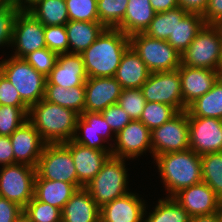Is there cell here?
<instances>
[{
    "mask_svg": "<svg viewBox=\"0 0 222 222\" xmlns=\"http://www.w3.org/2000/svg\"><path fill=\"white\" fill-rule=\"evenodd\" d=\"M190 222H222L219 212L212 215L192 216Z\"/></svg>",
    "mask_w": 222,
    "mask_h": 222,
    "instance_id": "816d5d0a",
    "label": "cell"
},
{
    "mask_svg": "<svg viewBox=\"0 0 222 222\" xmlns=\"http://www.w3.org/2000/svg\"><path fill=\"white\" fill-rule=\"evenodd\" d=\"M209 0H178L179 5L187 12L203 14Z\"/></svg>",
    "mask_w": 222,
    "mask_h": 222,
    "instance_id": "681fc988",
    "label": "cell"
},
{
    "mask_svg": "<svg viewBox=\"0 0 222 222\" xmlns=\"http://www.w3.org/2000/svg\"><path fill=\"white\" fill-rule=\"evenodd\" d=\"M58 54L47 47L29 53L23 59L37 72L47 77L54 68Z\"/></svg>",
    "mask_w": 222,
    "mask_h": 222,
    "instance_id": "b9f144b4",
    "label": "cell"
},
{
    "mask_svg": "<svg viewBox=\"0 0 222 222\" xmlns=\"http://www.w3.org/2000/svg\"><path fill=\"white\" fill-rule=\"evenodd\" d=\"M101 114L114 135L120 132L132 121L129 115L117 103L108 106L101 112Z\"/></svg>",
    "mask_w": 222,
    "mask_h": 222,
    "instance_id": "ee69618b",
    "label": "cell"
},
{
    "mask_svg": "<svg viewBox=\"0 0 222 222\" xmlns=\"http://www.w3.org/2000/svg\"><path fill=\"white\" fill-rule=\"evenodd\" d=\"M29 108L0 105V136H11L28 120Z\"/></svg>",
    "mask_w": 222,
    "mask_h": 222,
    "instance_id": "8d00e7d4",
    "label": "cell"
},
{
    "mask_svg": "<svg viewBox=\"0 0 222 222\" xmlns=\"http://www.w3.org/2000/svg\"><path fill=\"white\" fill-rule=\"evenodd\" d=\"M130 45L138 53L151 73L173 71L181 65V55L167 42L144 33L129 37Z\"/></svg>",
    "mask_w": 222,
    "mask_h": 222,
    "instance_id": "8992f818",
    "label": "cell"
},
{
    "mask_svg": "<svg viewBox=\"0 0 222 222\" xmlns=\"http://www.w3.org/2000/svg\"><path fill=\"white\" fill-rule=\"evenodd\" d=\"M71 152L78 177V189L88 184L101 170L102 165L112 155L111 151H102L86 147L73 140L63 143Z\"/></svg>",
    "mask_w": 222,
    "mask_h": 222,
    "instance_id": "e0dca14e",
    "label": "cell"
},
{
    "mask_svg": "<svg viewBox=\"0 0 222 222\" xmlns=\"http://www.w3.org/2000/svg\"><path fill=\"white\" fill-rule=\"evenodd\" d=\"M27 11L44 26L65 25L69 21L65 0H38Z\"/></svg>",
    "mask_w": 222,
    "mask_h": 222,
    "instance_id": "4dcf8cb0",
    "label": "cell"
},
{
    "mask_svg": "<svg viewBox=\"0 0 222 222\" xmlns=\"http://www.w3.org/2000/svg\"><path fill=\"white\" fill-rule=\"evenodd\" d=\"M176 27V8L156 13L144 34L151 38L168 40Z\"/></svg>",
    "mask_w": 222,
    "mask_h": 222,
    "instance_id": "d590c367",
    "label": "cell"
},
{
    "mask_svg": "<svg viewBox=\"0 0 222 222\" xmlns=\"http://www.w3.org/2000/svg\"><path fill=\"white\" fill-rule=\"evenodd\" d=\"M141 90L146 102L170 105L178 112L188 108L183 103L179 68L173 71L151 73Z\"/></svg>",
    "mask_w": 222,
    "mask_h": 222,
    "instance_id": "8fae6325",
    "label": "cell"
},
{
    "mask_svg": "<svg viewBox=\"0 0 222 222\" xmlns=\"http://www.w3.org/2000/svg\"><path fill=\"white\" fill-rule=\"evenodd\" d=\"M31 222H61V210L33 197L23 208Z\"/></svg>",
    "mask_w": 222,
    "mask_h": 222,
    "instance_id": "74e56055",
    "label": "cell"
},
{
    "mask_svg": "<svg viewBox=\"0 0 222 222\" xmlns=\"http://www.w3.org/2000/svg\"><path fill=\"white\" fill-rule=\"evenodd\" d=\"M44 99L74 110L79 115L84 112L85 86H76L70 89L59 85H46Z\"/></svg>",
    "mask_w": 222,
    "mask_h": 222,
    "instance_id": "f546056e",
    "label": "cell"
},
{
    "mask_svg": "<svg viewBox=\"0 0 222 222\" xmlns=\"http://www.w3.org/2000/svg\"><path fill=\"white\" fill-rule=\"evenodd\" d=\"M61 222H100V207L84 187L77 189L64 205Z\"/></svg>",
    "mask_w": 222,
    "mask_h": 222,
    "instance_id": "d4e9b609",
    "label": "cell"
},
{
    "mask_svg": "<svg viewBox=\"0 0 222 222\" xmlns=\"http://www.w3.org/2000/svg\"><path fill=\"white\" fill-rule=\"evenodd\" d=\"M22 212L18 204L0 197V222H14Z\"/></svg>",
    "mask_w": 222,
    "mask_h": 222,
    "instance_id": "bcb514c9",
    "label": "cell"
},
{
    "mask_svg": "<svg viewBox=\"0 0 222 222\" xmlns=\"http://www.w3.org/2000/svg\"><path fill=\"white\" fill-rule=\"evenodd\" d=\"M155 14L150 0H128L123 21L116 29L129 37L133 34L144 33Z\"/></svg>",
    "mask_w": 222,
    "mask_h": 222,
    "instance_id": "4316f807",
    "label": "cell"
},
{
    "mask_svg": "<svg viewBox=\"0 0 222 222\" xmlns=\"http://www.w3.org/2000/svg\"><path fill=\"white\" fill-rule=\"evenodd\" d=\"M173 198L192 216L212 215L220 211L222 200L205 182L184 188Z\"/></svg>",
    "mask_w": 222,
    "mask_h": 222,
    "instance_id": "9a60e30c",
    "label": "cell"
},
{
    "mask_svg": "<svg viewBox=\"0 0 222 222\" xmlns=\"http://www.w3.org/2000/svg\"><path fill=\"white\" fill-rule=\"evenodd\" d=\"M212 27L217 31L220 40L222 41V18L213 22Z\"/></svg>",
    "mask_w": 222,
    "mask_h": 222,
    "instance_id": "db71d44e",
    "label": "cell"
},
{
    "mask_svg": "<svg viewBox=\"0 0 222 222\" xmlns=\"http://www.w3.org/2000/svg\"><path fill=\"white\" fill-rule=\"evenodd\" d=\"M218 72H219L220 78L222 79V61H221V64H220Z\"/></svg>",
    "mask_w": 222,
    "mask_h": 222,
    "instance_id": "9f6ffc18",
    "label": "cell"
},
{
    "mask_svg": "<svg viewBox=\"0 0 222 222\" xmlns=\"http://www.w3.org/2000/svg\"><path fill=\"white\" fill-rule=\"evenodd\" d=\"M46 79V85H59L66 89L85 86L88 76L82 56L76 53L58 54L54 68Z\"/></svg>",
    "mask_w": 222,
    "mask_h": 222,
    "instance_id": "d6986e66",
    "label": "cell"
},
{
    "mask_svg": "<svg viewBox=\"0 0 222 222\" xmlns=\"http://www.w3.org/2000/svg\"><path fill=\"white\" fill-rule=\"evenodd\" d=\"M151 72L130 45L124 52L114 78L122 89L141 88Z\"/></svg>",
    "mask_w": 222,
    "mask_h": 222,
    "instance_id": "cb8c5ba5",
    "label": "cell"
},
{
    "mask_svg": "<svg viewBox=\"0 0 222 222\" xmlns=\"http://www.w3.org/2000/svg\"><path fill=\"white\" fill-rule=\"evenodd\" d=\"M65 29L69 42V53L81 54L95 42L106 28L99 21L69 20L65 24Z\"/></svg>",
    "mask_w": 222,
    "mask_h": 222,
    "instance_id": "484cf974",
    "label": "cell"
},
{
    "mask_svg": "<svg viewBox=\"0 0 222 222\" xmlns=\"http://www.w3.org/2000/svg\"><path fill=\"white\" fill-rule=\"evenodd\" d=\"M14 222H31V220L22 212Z\"/></svg>",
    "mask_w": 222,
    "mask_h": 222,
    "instance_id": "11a10c76",
    "label": "cell"
},
{
    "mask_svg": "<svg viewBox=\"0 0 222 222\" xmlns=\"http://www.w3.org/2000/svg\"><path fill=\"white\" fill-rule=\"evenodd\" d=\"M202 17L206 25L222 18V0H209Z\"/></svg>",
    "mask_w": 222,
    "mask_h": 222,
    "instance_id": "c3c4849f",
    "label": "cell"
},
{
    "mask_svg": "<svg viewBox=\"0 0 222 222\" xmlns=\"http://www.w3.org/2000/svg\"><path fill=\"white\" fill-rule=\"evenodd\" d=\"M15 4L19 10H28L33 6L38 0H10Z\"/></svg>",
    "mask_w": 222,
    "mask_h": 222,
    "instance_id": "f5cc1de1",
    "label": "cell"
},
{
    "mask_svg": "<svg viewBox=\"0 0 222 222\" xmlns=\"http://www.w3.org/2000/svg\"><path fill=\"white\" fill-rule=\"evenodd\" d=\"M81 130L83 132H80ZM111 132V128L101 113L83 112L77 119L76 130L72 140L86 147L102 151H111V148L105 147L102 143L107 142L106 139H108V137H110V139L112 138ZM80 133L83 134L80 135Z\"/></svg>",
    "mask_w": 222,
    "mask_h": 222,
    "instance_id": "ac0fdd59",
    "label": "cell"
},
{
    "mask_svg": "<svg viewBox=\"0 0 222 222\" xmlns=\"http://www.w3.org/2000/svg\"><path fill=\"white\" fill-rule=\"evenodd\" d=\"M63 181L78 188V177L70 150L63 143H49L43 148L36 166V178Z\"/></svg>",
    "mask_w": 222,
    "mask_h": 222,
    "instance_id": "52a82bcc",
    "label": "cell"
},
{
    "mask_svg": "<svg viewBox=\"0 0 222 222\" xmlns=\"http://www.w3.org/2000/svg\"><path fill=\"white\" fill-rule=\"evenodd\" d=\"M150 3L156 13L165 12L180 6L178 0H150Z\"/></svg>",
    "mask_w": 222,
    "mask_h": 222,
    "instance_id": "f907efd6",
    "label": "cell"
},
{
    "mask_svg": "<svg viewBox=\"0 0 222 222\" xmlns=\"http://www.w3.org/2000/svg\"><path fill=\"white\" fill-rule=\"evenodd\" d=\"M0 164L1 166L15 164L13 147L9 136H0Z\"/></svg>",
    "mask_w": 222,
    "mask_h": 222,
    "instance_id": "7dc6e473",
    "label": "cell"
},
{
    "mask_svg": "<svg viewBox=\"0 0 222 222\" xmlns=\"http://www.w3.org/2000/svg\"><path fill=\"white\" fill-rule=\"evenodd\" d=\"M188 117L218 118L222 120V79L219 78L207 93L187 108Z\"/></svg>",
    "mask_w": 222,
    "mask_h": 222,
    "instance_id": "f1b7e54d",
    "label": "cell"
},
{
    "mask_svg": "<svg viewBox=\"0 0 222 222\" xmlns=\"http://www.w3.org/2000/svg\"><path fill=\"white\" fill-rule=\"evenodd\" d=\"M219 214H220V217H221V221H222V204H221V207H220V211H219Z\"/></svg>",
    "mask_w": 222,
    "mask_h": 222,
    "instance_id": "6f0895ef",
    "label": "cell"
},
{
    "mask_svg": "<svg viewBox=\"0 0 222 222\" xmlns=\"http://www.w3.org/2000/svg\"><path fill=\"white\" fill-rule=\"evenodd\" d=\"M122 87L114 77H95L85 81L84 112L101 113L108 106L116 104Z\"/></svg>",
    "mask_w": 222,
    "mask_h": 222,
    "instance_id": "ffe728a7",
    "label": "cell"
},
{
    "mask_svg": "<svg viewBox=\"0 0 222 222\" xmlns=\"http://www.w3.org/2000/svg\"><path fill=\"white\" fill-rule=\"evenodd\" d=\"M129 46V36L119 29L106 28L95 42L80 54L88 78L114 77Z\"/></svg>",
    "mask_w": 222,
    "mask_h": 222,
    "instance_id": "6da1fadb",
    "label": "cell"
},
{
    "mask_svg": "<svg viewBox=\"0 0 222 222\" xmlns=\"http://www.w3.org/2000/svg\"><path fill=\"white\" fill-rule=\"evenodd\" d=\"M77 189L78 188L74 184L63 181L35 179L34 197L62 211L64 205Z\"/></svg>",
    "mask_w": 222,
    "mask_h": 222,
    "instance_id": "83f0119b",
    "label": "cell"
},
{
    "mask_svg": "<svg viewBox=\"0 0 222 222\" xmlns=\"http://www.w3.org/2000/svg\"><path fill=\"white\" fill-rule=\"evenodd\" d=\"M10 139L15 164H26L36 168L43 148L47 143L41 138L32 123L29 120L24 122L10 136Z\"/></svg>",
    "mask_w": 222,
    "mask_h": 222,
    "instance_id": "2e32d148",
    "label": "cell"
},
{
    "mask_svg": "<svg viewBox=\"0 0 222 222\" xmlns=\"http://www.w3.org/2000/svg\"><path fill=\"white\" fill-rule=\"evenodd\" d=\"M146 100L141 88L122 89L117 104L124 109L132 120H139Z\"/></svg>",
    "mask_w": 222,
    "mask_h": 222,
    "instance_id": "ab89813d",
    "label": "cell"
},
{
    "mask_svg": "<svg viewBox=\"0 0 222 222\" xmlns=\"http://www.w3.org/2000/svg\"><path fill=\"white\" fill-rule=\"evenodd\" d=\"M128 0H97L99 22L109 29H116L123 21Z\"/></svg>",
    "mask_w": 222,
    "mask_h": 222,
    "instance_id": "836d02e7",
    "label": "cell"
},
{
    "mask_svg": "<svg viewBox=\"0 0 222 222\" xmlns=\"http://www.w3.org/2000/svg\"><path fill=\"white\" fill-rule=\"evenodd\" d=\"M202 182L222 200V151L201 155Z\"/></svg>",
    "mask_w": 222,
    "mask_h": 222,
    "instance_id": "d6a6232c",
    "label": "cell"
},
{
    "mask_svg": "<svg viewBox=\"0 0 222 222\" xmlns=\"http://www.w3.org/2000/svg\"><path fill=\"white\" fill-rule=\"evenodd\" d=\"M69 20L99 21L97 0H65Z\"/></svg>",
    "mask_w": 222,
    "mask_h": 222,
    "instance_id": "f35d334b",
    "label": "cell"
},
{
    "mask_svg": "<svg viewBox=\"0 0 222 222\" xmlns=\"http://www.w3.org/2000/svg\"><path fill=\"white\" fill-rule=\"evenodd\" d=\"M7 0H0V7L6 2Z\"/></svg>",
    "mask_w": 222,
    "mask_h": 222,
    "instance_id": "680465c9",
    "label": "cell"
},
{
    "mask_svg": "<svg viewBox=\"0 0 222 222\" xmlns=\"http://www.w3.org/2000/svg\"><path fill=\"white\" fill-rule=\"evenodd\" d=\"M205 25L202 14L176 8V27L167 42L182 55Z\"/></svg>",
    "mask_w": 222,
    "mask_h": 222,
    "instance_id": "603a6c76",
    "label": "cell"
},
{
    "mask_svg": "<svg viewBox=\"0 0 222 222\" xmlns=\"http://www.w3.org/2000/svg\"><path fill=\"white\" fill-rule=\"evenodd\" d=\"M189 148L198 155L222 151V120L188 117Z\"/></svg>",
    "mask_w": 222,
    "mask_h": 222,
    "instance_id": "4fadbf2b",
    "label": "cell"
},
{
    "mask_svg": "<svg viewBox=\"0 0 222 222\" xmlns=\"http://www.w3.org/2000/svg\"><path fill=\"white\" fill-rule=\"evenodd\" d=\"M191 216L173 198L159 199L154 211L149 213L144 222H190Z\"/></svg>",
    "mask_w": 222,
    "mask_h": 222,
    "instance_id": "1f68e13d",
    "label": "cell"
},
{
    "mask_svg": "<svg viewBox=\"0 0 222 222\" xmlns=\"http://www.w3.org/2000/svg\"><path fill=\"white\" fill-rule=\"evenodd\" d=\"M222 61V41L212 25H204L193 42L181 55L184 66L219 70Z\"/></svg>",
    "mask_w": 222,
    "mask_h": 222,
    "instance_id": "ba28073f",
    "label": "cell"
},
{
    "mask_svg": "<svg viewBox=\"0 0 222 222\" xmlns=\"http://www.w3.org/2000/svg\"><path fill=\"white\" fill-rule=\"evenodd\" d=\"M46 47L57 54L69 53V42L65 25L45 26Z\"/></svg>",
    "mask_w": 222,
    "mask_h": 222,
    "instance_id": "7bdbcfd3",
    "label": "cell"
},
{
    "mask_svg": "<svg viewBox=\"0 0 222 222\" xmlns=\"http://www.w3.org/2000/svg\"><path fill=\"white\" fill-rule=\"evenodd\" d=\"M79 114L74 110L46 101L29 108L28 120L47 143H64L73 139Z\"/></svg>",
    "mask_w": 222,
    "mask_h": 222,
    "instance_id": "7a4b0ae2",
    "label": "cell"
},
{
    "mask_svg": "<svg viewBox=\"0 0 222 222\" xmlns=\"http://www.w3.org/2000/svg\"><path fill=\"white\" fill-rule=\"evenodd\" d=\"M177 113L178 111L170 105L157 102H146L139 120L152 131L169 121Z\"/></svg>",
    "mask_w": 222,
    "mask_h": 222,
    "instance_id": "e575fe53",
    "label": "cell"
},
{
    "mask_svg": "<svg viewBox=\"0 0 222 222\" xmlns=\"http://www.w3.org/2000/svg\"><path fill=\"white\" fill-rule=\"evenodd\" d=\"M0 72L20 94L21 100L30 108L44 98L47 79L23 58L11 56L0 61Z\"/></svg>",
    "mask_w": 222,
    "mask_h": 222,
    "instance_id": "5b68a950",
    "label": "cell"
},
{
    "mask_svg": "<svg viewBox=\"0 0 222 222\" xmlns=\"http://www.w3.org/2000/svg\"><path fill=\"white\" fill-rule=\"evenodd\" d=\"M0 105L29 108L10 81L0 72Z\"/></svg>",
    "mask_w": 222,
    "mask_h": 222,
    "instance_id": "f6af8a7d",
    "label": "cell"
},
{
    "mask_svg": "<svg viewBox=\"0 0 222 222\" xmlns=\"http://www.w3.org/2000/svg\"><path fill=\"white\" fill-rule=\"evenodd\" d=\"M145 209V202L128 192L100 208V222H144Z\"/></svg>",
    "mask_w": 222,
    "mask_h": 222,
    "instance_id": "7402d4cb",
    "label": "cell"
},
{
    "mask_svg": "<svg viewBox=\"0 0 222 222\" xmlns=\"http://www.w3.org/2000/svg\"><path fill=\"white\" fill-rule=\"evenodd\" d=\"M124 161L123 158L110 155L98 174L84 186L100 208L129 192L128 171Z\"/></svg>",
    "mask_w": 222,
    "mask_h": 222,
    "instance_id": "277c9868",
    "label": "cell"
},
{
    "mask_svg": "<svg viewBox=\"0 0 222 222\" xmlns=\"http://www.w3.org/2000/svg\"><path fill=\"white\" fill-rule=\"evenodd\" d=\"M181 91L183 103L188 107L198 97L212 89L220 78L217 70L180 65Z\"/></svg>",
    "mask_w": 222,
    "mask_h": 222,
    "instance_id": "44dd1931",
    "label": "cell"
},
{
    "mask_svg": "<svg viewBox=\"0 0 222 222\" xmlns=\"http://www.w3.org/2000/svg\"><path fill=\"white\" fill-rule=\"evenodd\" d=\"M19 11L10 0L0 7V46L12 44L14 21Z\"/></svg>",
    "mask_w": 222,
    "mask_h": 222,
    "instance_id": "60d3db41",
    "label": "cell"
},
{
    "mask_svg": "<svg viewBox=\"0 0 222 222\" xmlns=\"http://www.w3.org/2000/svg\"><path fill=\"white\" fill-rule=\"evenodd\" d=\"M45 26L27 10H20L13 26L14 57L24 58L31 52L46 47Z\"/></svg>",
    "mask_w": 222,
    "mask_h": 222,
    "instance_id": "7c38bea8",
    "label": "cell"
},
{
    "mask_svg": "<svg viewBox=\"0 0 222 222\" xmlns=\"http://www.w3.org/2000/svg\"><path fill=\"white\" fill-rule=\"evenodd\" d=\"M115 137L116 142L109 144L115 157L133 160L147 150L152 153L151 131L140 120L129 122Z\"/></svg>",
    "mask_w": 222,
    "mask_h": 222,
    "instance_id": "5bb4252c",
    "label": "cell"
},
{
    "mask_svg": "<svg viewBox=\"0 0 222 222\" xmlns=\"http://www.w3.org/2000/svg\"><path fill=\"white\" fill-rule=\"evenodd\" d=\"M36 168L26 164L4 165L0 169V197L24 208L34 197Z\"/></svg>",
    "mask_w": 222,
    "mask_h": 222,
    "instance_id": "9c48e42d",
    "label": "cell"
},
{
    "mask_svg": "<svg viewBox=\"0 0 222 222\" xmlns=\"http://www.w3.org/2000/svg\"><path fill=\"white\" fill-rule=\"evenodd\" d=\"M153 158L160 154L189 149L187 110L178 112L169 121L151 131Z\"/></svg>",
    "mask_w": 222,
    "mask_h": 222,
    "instance_id": "30bf717a",
    "label": "cell"
},
{
    "mask_svg": "<svg viewBox=\"0 0 222 222\" xmlns=\"http://www.w3.org/2000/svg\"><path fill=\"white\" fill-rule=\"evenodd\" d=\"M168 197L180 190L202 182L201 156L190 148L154 157Z\"/></svg>",
    "mask_w": 222,
    "mask_h": 222,
    "instance_id": "3957f363",
    "label": "cell"
}]
</instances>
